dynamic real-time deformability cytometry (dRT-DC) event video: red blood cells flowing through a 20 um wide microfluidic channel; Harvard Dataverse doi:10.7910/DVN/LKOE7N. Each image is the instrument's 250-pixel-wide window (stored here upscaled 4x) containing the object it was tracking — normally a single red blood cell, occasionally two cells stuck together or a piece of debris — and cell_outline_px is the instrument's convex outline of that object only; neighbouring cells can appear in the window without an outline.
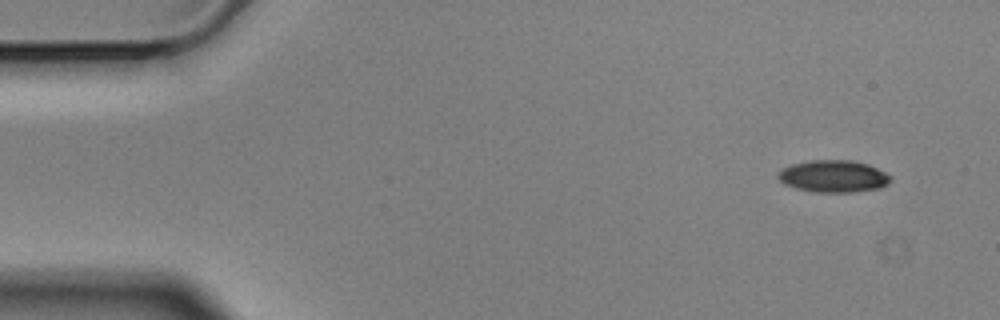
{"species": "Egyptian fruit bat (a non-hibernating species)", "species_latin": "Rousettus aegyptiacus", "temperature_condition": "cold", "stored_images_in_passage": 13, "camera_frame_rate_fps": 3000, "um_per_image_px": 0.085, "animal": {"sex": "male"}, "frame": {"image": 1, "passage_image": 1, "time_ms": 0.0, "image_size_px": [1000, 320], "cell_outline_px": [[892, 180], [888, 184], [880, 188], [852, 192], [816, 192], [796, 188], [784, 184], [776, 176], [776, 172], [792, 164], [808, 160], [852, 160], [868, 164], [892, 176]], "centroid_in_image_um": [70.84, 14.98], "position_along_channel_um": 14.2, "area_um2": 21.15}}
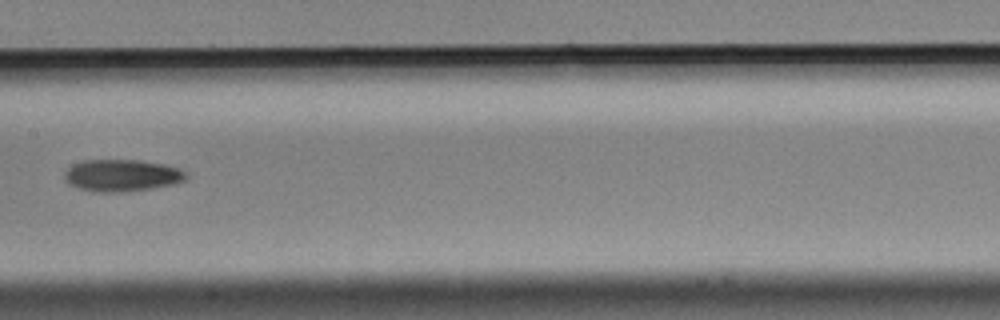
{"frame": {"image": 2, "passage_image": 7, "time_ms": 2.0, "image_size_px": [1000, 320], "cell_outline_px": [[188, 176], [184, 180], [176, 184], [152, 188], [120, 192], [96, 192], [80, 188], [68, 184], [64, 180], [64, 172], [72, 164], [84, 160], [140, 160], [168, 164], [184, 172]], "centroid_in_image_um": [10.34, 14.9], "position_along_channel_um": 197.1, "area_um2": 22.77}}
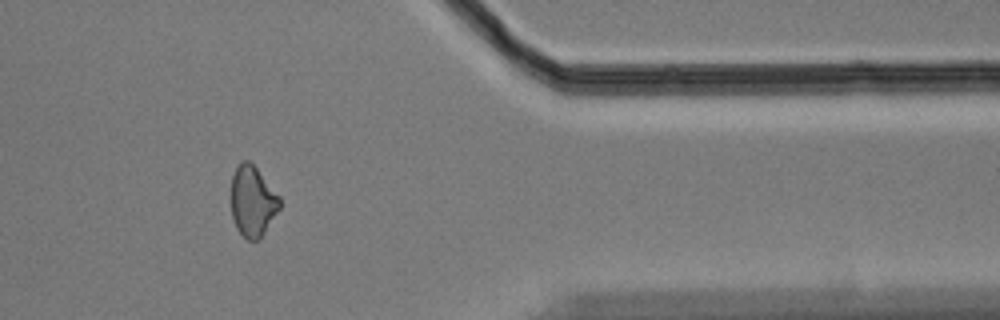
{"frame": {"image": 3, "passage_image": 12, "time_ms": 3.667, "image_size_px": [1000, 320], "cell_outline_px": [[280, 208], [260, 240], [248, 240], [236, 228], [232, 216], [232, 176], [240, 160], [248, 160], [256, 168], [280, 196]], "centroid_in_image_um": [21.48, 17.12], "position_along_channel_um": 389.9, "area_um2": 19.88}}